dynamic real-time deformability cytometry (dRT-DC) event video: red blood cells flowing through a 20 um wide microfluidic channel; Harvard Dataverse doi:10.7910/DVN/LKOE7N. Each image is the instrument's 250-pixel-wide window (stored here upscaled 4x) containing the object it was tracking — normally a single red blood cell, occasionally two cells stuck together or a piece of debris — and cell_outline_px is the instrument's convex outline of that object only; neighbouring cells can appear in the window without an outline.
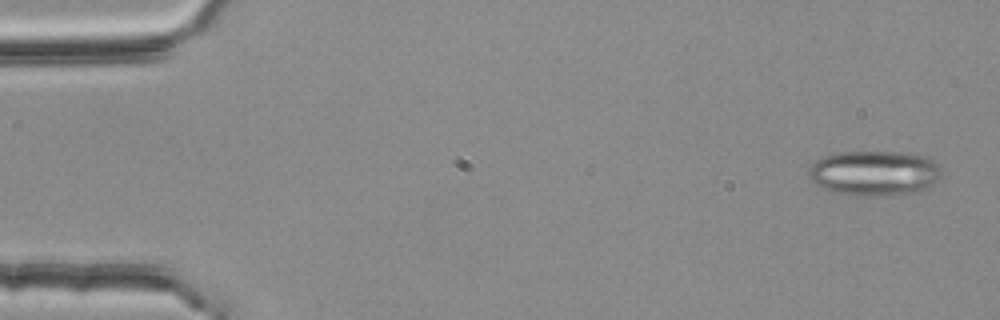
{"species": "common noctule bat (a hibernating species)", "species_latin": "Nyctalus noctula", "temperature_condition": "room temperature", "stored_images_in_passage": 54, "segment_of_instrument_passage": [1, 2], "camera_frame_rate_fps": 3000, "um_per_image_px": 0.085, "animal": {"sex": "female", "body_mass_g": 25.1}, "frame": {"image": 1, "passage_image": 2, "time_ms": 0.333, "image_size_px": [1000, 320], "cell_outline_px": [[940, 176], [932, 184], [920, 192], [888, 196], [856, 196], [832, 192], [808, 180], [808, 168], [816, 160], [824, 156], [836, 152], [904, 152], [924, 156], [940, 164]], "centroid_in_image_um": [74.29, 14.73], "position_along_channel_um": 10.7, "area_um2": 35.37}}